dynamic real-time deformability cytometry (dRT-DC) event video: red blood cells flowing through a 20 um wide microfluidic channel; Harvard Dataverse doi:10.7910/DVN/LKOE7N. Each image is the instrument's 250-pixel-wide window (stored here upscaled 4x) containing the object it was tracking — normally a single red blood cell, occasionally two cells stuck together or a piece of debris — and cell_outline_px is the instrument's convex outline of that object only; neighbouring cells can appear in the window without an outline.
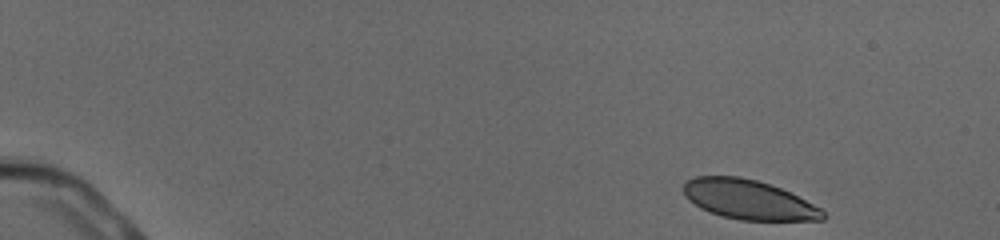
{"species": "human", "species_latin": "Homo sapiens", "temperature_condition": "cold", "stored_images_in_passage": 50, "camera_frame_rate_fps": 3000, "um_per_image_px": 0.085, "donor": {"sex": "male"}, "frame": {"image": 1, "passage_image": 1, "time_ms": 0.0, "image_size_px": [1000, 240], "cell_outline_px": [[828, 216], [824, 220], [740, 220], [724, 216], [700, 208], [688, 200], [684, 196], [684, 184], [688, 180], [696, 176], [740, 176], [756, 180], [780, 188], [820, 208]], "centroid_in_image_um": [63.61, 16.97], "position_along_channel_um": 21.4, "area_um2": 31.73}}
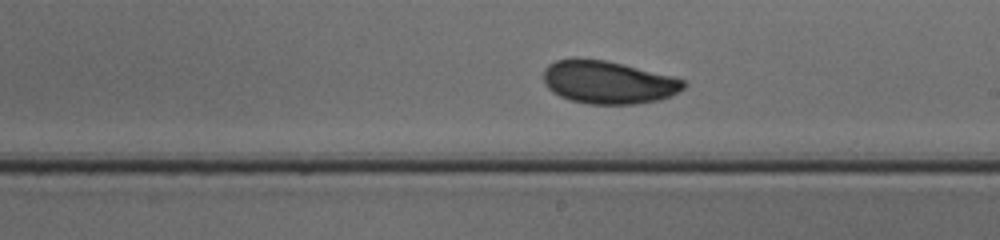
{"frame": {"image": 2, "passage_image": 29, "time_ms": 9.333, "image_size_px": [1000, 240], "cell_outline_px": [[688, 84], [684, 88], [660, 100], [636, 104], [588, 104], [572, 100], [560, 96], [552, 92], [544, 84], [544, 68], [548, 64], [556, 60], [572, 56], [576, 56], [604, 60], [624, 64], [676, 76], [684, 80]], "centroid_in_image_um": [51.68, 6.96], "position_along_channel_um": 237.3, "area_um2": 35.66}}
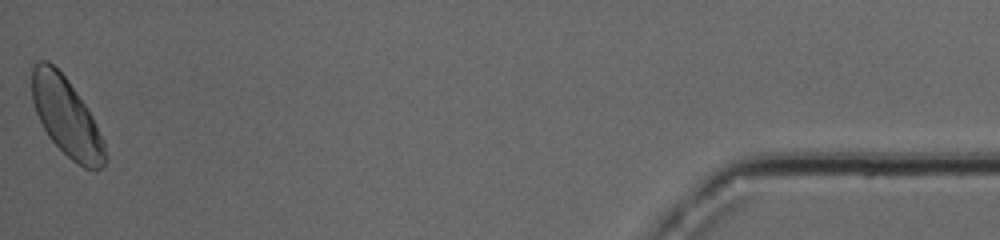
{"frame": {"image": 3, "passage_image": 50, "time_ms": 16.333, "image_size_px": [1000, 240], "cell_outline_px": [[108, 160], [96, 172], [84, 168], [72, 160], [48, 136], [36, 112], [32, 100], [32, 68], [40, 60], [48, 60], [68, 80], [92, 116], [104, 140], [108, 156]], "centroid_in_image_um": [5.68, 9.99], "position_along_channel_um": 429.5, "area_um2": 33.18}, "authors_computed_cell_mechanics": {"area_um2": 33.6974, "velocity_mm_per_s": 3.8532, "shape_relaxation_time_tau1_ms": 2.7494, "shape_relaxation_time_tau2_ms": null, "deformation_change_tau1": 0.1006, "deformation_change_tau2": null}}